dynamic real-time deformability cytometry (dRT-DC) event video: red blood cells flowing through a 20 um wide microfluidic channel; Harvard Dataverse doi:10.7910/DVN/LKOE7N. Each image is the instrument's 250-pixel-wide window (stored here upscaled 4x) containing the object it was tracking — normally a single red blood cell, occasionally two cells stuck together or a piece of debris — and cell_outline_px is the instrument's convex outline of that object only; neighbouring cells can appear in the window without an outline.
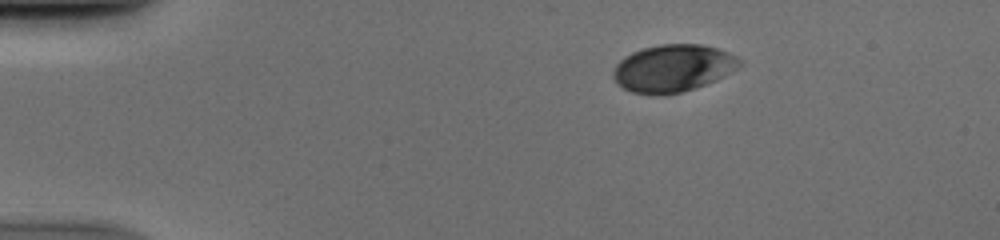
{"species": "human", "species_latin": "Homo sapiens", "temperature_condition": "cold", "stored_images_in_passage": 44, "camera_frame_rate_fps": 3000, "um_per_image_px": 0.085, "donor": {"sex": "male"}, "frame": {"image": 1, "passage_image": 1, "time_ms": 0.0, "image_size_px": [1000, 240], "cell_outline_px": [[744, 64], [716, 80], [696, 88], [664, 96], [656, 96], [632, 92], [616, 84], [612, 76], [612, 72], [616, 64], [624, 56], [632, 52], [644, 48], [660, 44], [700, 44], [716, 48], [728, 52], [744, 60]], "centroid_in_image_um": [57.19, 5.81], "position_along_channel_um": 27.8, "area_um2": 35.26}}
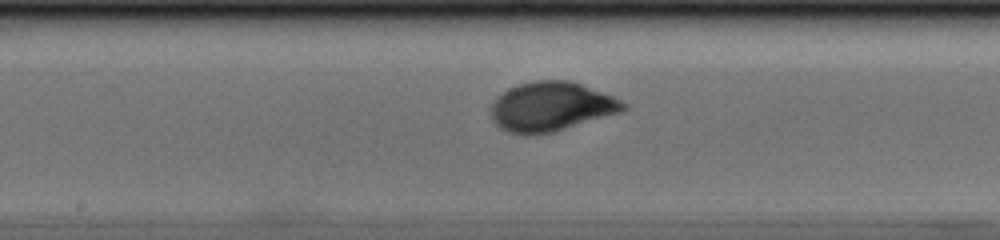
{"frame": {"image": 2, "passage_image": 20, "time_ms": 6.333, "image_size_px": [1000, 240], "cell_outline_px": [[628, 108], [620, 112], [552, 132], [536, 136], [524, 136], [508, 132], [500, 128], [492, 120], [488, 108], [496, 96], [508, 88], [532, 80], [568, 80], [580, 84], [612, 96], [628, 104]], "centroid_in_image_um": [46.77, 9.08], "position_along_channel_um": 201.4, "area_um2": 38.32}}
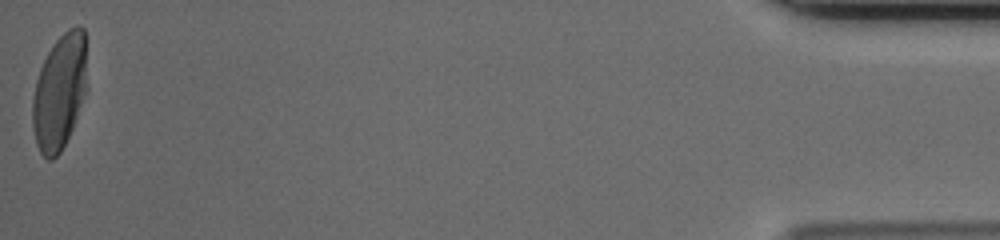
{"frame": {"image": 3, "passage_image": 44, "time_ms": 14.333, "image_size_px": [1000, 240], "cell_outline_px": [[88, 88], [72, 128], [60, 152], [52, 160], [48, 160], [40, 152], [36, 144], [32, 128], [32, 100], [36, 80], [40, 68], [48, 52], [56, 40], [68, 28], [76, 24], [84, 28]], "centroid_in_image_um": [5.07, 7.79], "position_along_channel_um": 430.1, "area_um2": 36.99}}